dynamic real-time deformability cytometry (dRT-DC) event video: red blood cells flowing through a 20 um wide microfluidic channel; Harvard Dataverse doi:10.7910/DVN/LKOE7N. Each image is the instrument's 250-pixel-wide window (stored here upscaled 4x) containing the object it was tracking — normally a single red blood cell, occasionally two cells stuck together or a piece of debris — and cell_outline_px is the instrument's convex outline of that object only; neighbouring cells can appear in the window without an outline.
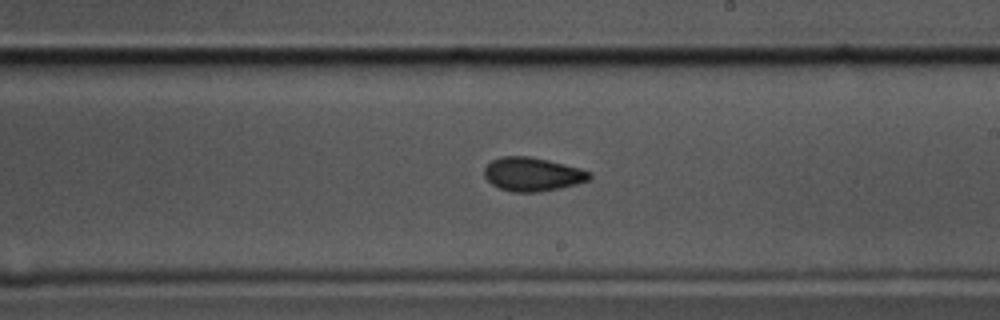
{"species": "common noctule bat (a hibernating species)", "species_latin": "Nyctalus noctula", "temperature_condition": "cold", "stored_images_in_passage": 43, "camera_frame_rate_fps": 3000, "um_per_image_px": 0.085, "animal": {"sex": "male", "body_mass_g": 17.5, "forearm_length_mm": 52.3}, "frame": {"image": 1, "passage_image": 26, "time_ms": 8.333, "image_size_px": [1000, 320], "cell_outline_px": [[592, 180], [560, 188], [540, 192], [512, 192], [500, 188], [492, 184], [484, 176], [484, 168], [492, 160], [500, 156], [528, 156], [548, 160], [580, 168], [592, 172]], "centroid_in_image_um": [45.29, 14.81], "position_along_channel_um": 243.7, "area_um2": 20.81}}
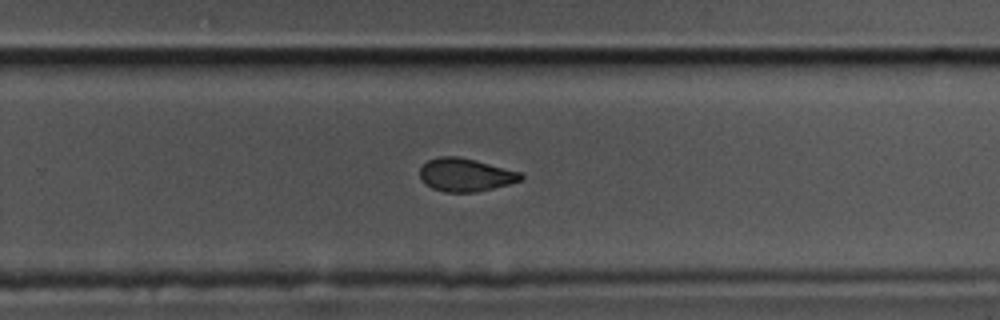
{"frame": {"image": 2, "passage_image": 30, "time_ms": 9.667, "image_size_px": [1000, 320], "cell_outline_px": [[524, 176], [520, 180], [508, 184], [476, 192], [444, 192], [432, 188], [424, 184], [420, 180], [420, 168], [428, 160], [440, 156], [456, 156], [476, 160], [520, 172]], "centroid_in_image_um": [39.52, 14.86], "position_along_channel_um": 290.3, "area_um2": 19.42}}
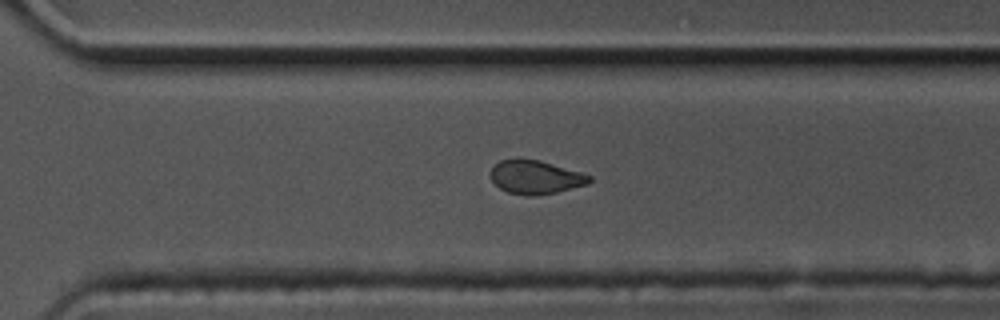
{"frame": {"image": 3, "passage_image": 33, "time_ms": 10.667, "image_size_px": [1000, 320], "cell_outline_px": [[592, 180], [588, 184], [556, 192], [536, 196], [528, 196], [508, 192], [500, 188], [492, 180], [492, 168], [500, 160], [516, 156], [540, 160], [580, 172], [592, 176]], "centroid_in_image_um": [45.51, 15.03], "position_along_channel_um": 325.1, "area_um2": 19.54}, "authors_computed_cell_mechanics": {"area_um2": 20.0566, "velocity_mm_per_s": 3.4891, "shape_relaxation_time_tau1_ms": 5.7628, "shape_relaxation_time_tau2_ms": 2.7504, "deformation_change_tau1": 0.1337, "deformation_change_tau2": 0.0702}}